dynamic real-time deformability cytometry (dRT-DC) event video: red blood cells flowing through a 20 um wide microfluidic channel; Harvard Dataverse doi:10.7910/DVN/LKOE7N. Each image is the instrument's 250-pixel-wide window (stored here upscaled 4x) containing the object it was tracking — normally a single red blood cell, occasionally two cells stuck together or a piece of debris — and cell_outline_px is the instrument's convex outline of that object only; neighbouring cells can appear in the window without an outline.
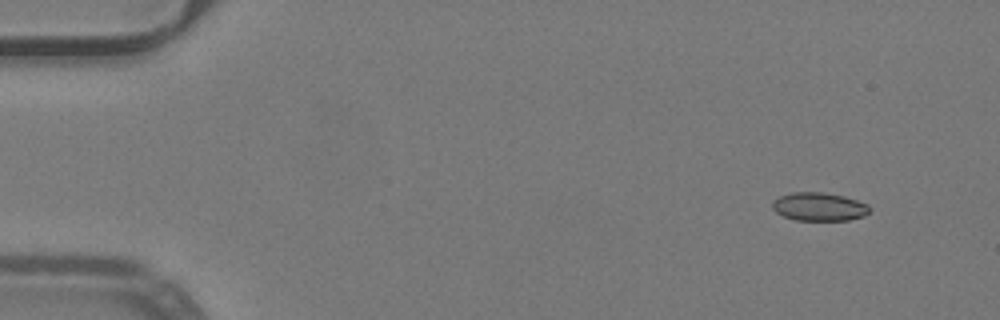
{"species": "common noctule bat (a hibernating species)", "species_latin": "Nyctalus noctula", "temperature_condition": "warm", "stored_images_in_passage": 51, "camera_frame_rate_fps": 3000, "um_per_image_px": 0.085, "animal": {"sex": "male", "body_mass_g": 19.2, "forearm_length_mm": 51.8}, "frame": {"image": 1, "passage_image": 4, "time_ms": 1.0, "image_size_px": [1000, 320], "cell_outline_px": [[872, 208], [864, 216], [848, 220], [796, 220], [784, 216], [776, 212], [772, 208], [772, 200], [780, 196], [792, 192], [824, 192], [844, 196], [868, 204]], "centroid_in_image_um": [69.62, 17.56], "position_along_channel_um": 15.4, "area_um2": 16.13}}
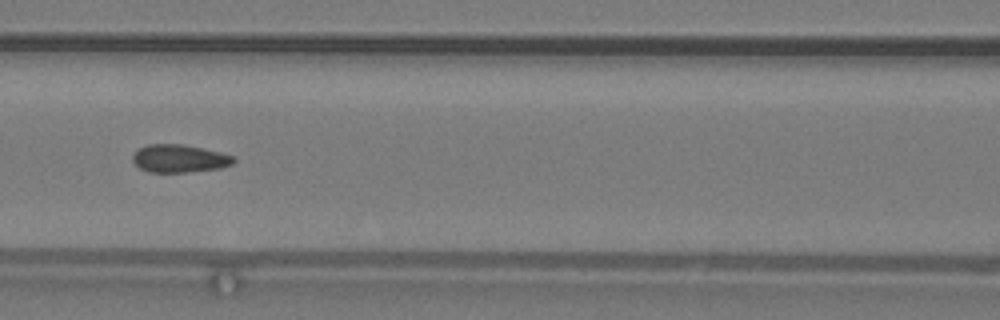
{"frame": {"image": 2, "passage_image": 23, "time_ms": 7.333, "image_size_px": [1000, 320], "cell_outline_px": [[236, 160], [232, 164], [220, 168], [184, 172], [148, 172], [140, 168], [132, 160], [132, 156], [140, 148], [148, 144], [180, 144], [220, 152], [232, 156]], "centroid_in_image_um": [15.23, 13.48], "position_along_channel_um": 151.4, "area_um2": 16.13}}
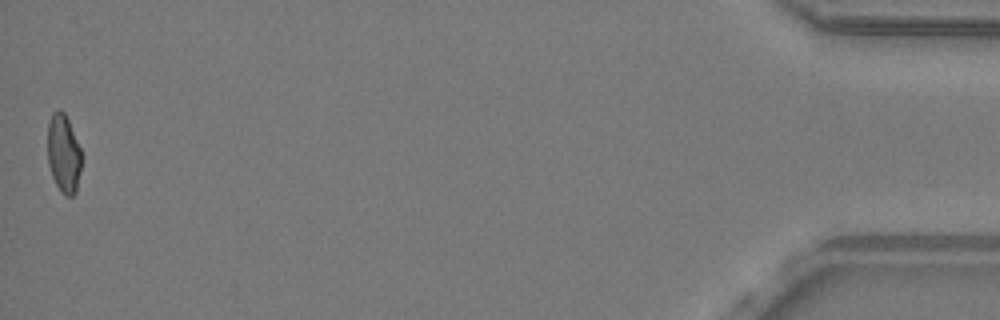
{"frame": {"image": 3, "passage_image": 51, "time_ms": 16.667, "image_size_px": [1000, 320], "cell_outline_px": [[84, 156], [76, 192], [72, 196], [64, 196], [56, 184], [52, 176], [48, 164], [48, 124], [52, 112], [64, 112], [68, 120]], "centroid_in_image_um": [5.44, 13.11], "position_along_channel_um": 429.8, "area_um2": 15.66}, "authors_computed_cell_mechanics": {"area_um2": 16.184, "velocity_mm_per_s": 4.0239, "shape_relaxation_time_tau1_ms": 8.9518, "shape_relaxation_time_tau2_ms": 0.9681, "deformation_change_tau1": 0.1766, "deformation_change_tau2": 0.0631}}